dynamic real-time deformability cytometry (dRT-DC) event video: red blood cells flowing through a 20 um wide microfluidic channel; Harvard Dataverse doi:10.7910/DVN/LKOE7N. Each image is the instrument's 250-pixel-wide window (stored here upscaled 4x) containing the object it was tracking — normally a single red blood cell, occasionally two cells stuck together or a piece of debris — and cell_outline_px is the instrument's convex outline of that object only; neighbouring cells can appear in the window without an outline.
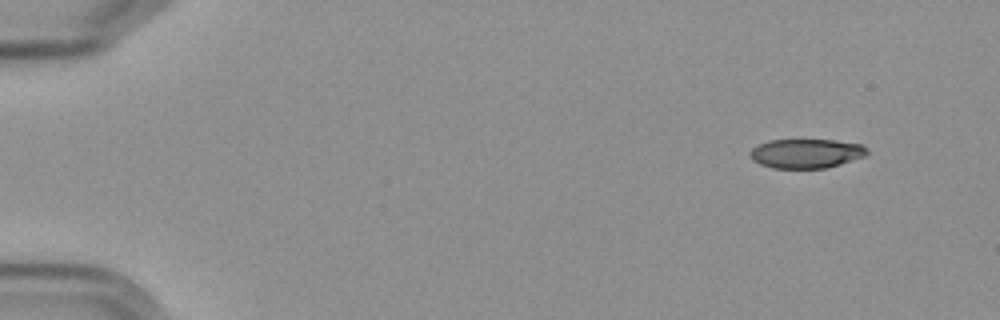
{"species": "Egyptian fruit bat (a non-hibernating species)", "species_latin": "Rousettus aegyptiacus", "temperature_condition": "cold", "stored_images_in_passage": 5, "camera_frame_rate_fps": 3000, "um_per_image_px": 0.085, "frame": {"image": 1, "passage_image": 1, "time_ms": 0.0, "image_size_px": [1000, 320], "cell_outline_px": [[868, 152], [864, 156], [840, 164], [824, 168], [772, 168], [760, 164], [752, 160], [748, 156], [748, 152], [752, 148], [768, 140], [832, 140], [860, 144], [868, 148]], "centroid_in_image_um": [68.48, 13.04], "position_along_channel_um": 16.5, "area_um2": 19.94}}
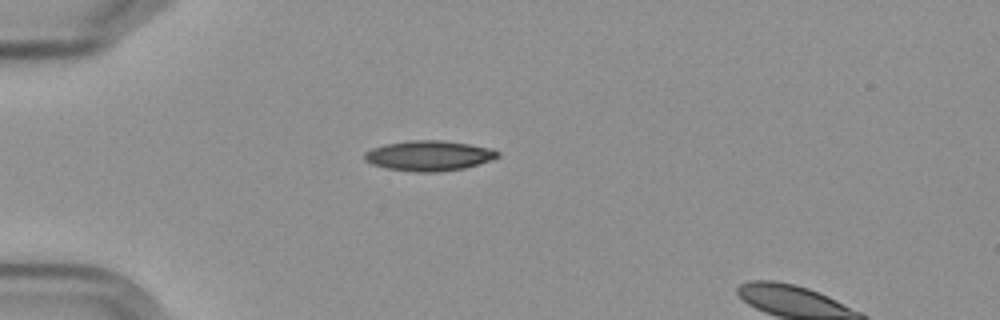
{"frame": {"image": 2, "passage_image": 4, "time_ms": 3.667, "image_size_px": [1000, 320], "cell_outline_px": [[500, 156], [464, 168], [440, 172], [416, 172], [388, 168], [372, 164], [364, 160], [364, 152], [372, 148], [384, 144], [408, 140], [444, 140], [492, 148], [500, 152]], "centroid_in_image_um": [36.43, 13.22], "position_along_channel_um": 48.6, "area_um2": 23.41}}